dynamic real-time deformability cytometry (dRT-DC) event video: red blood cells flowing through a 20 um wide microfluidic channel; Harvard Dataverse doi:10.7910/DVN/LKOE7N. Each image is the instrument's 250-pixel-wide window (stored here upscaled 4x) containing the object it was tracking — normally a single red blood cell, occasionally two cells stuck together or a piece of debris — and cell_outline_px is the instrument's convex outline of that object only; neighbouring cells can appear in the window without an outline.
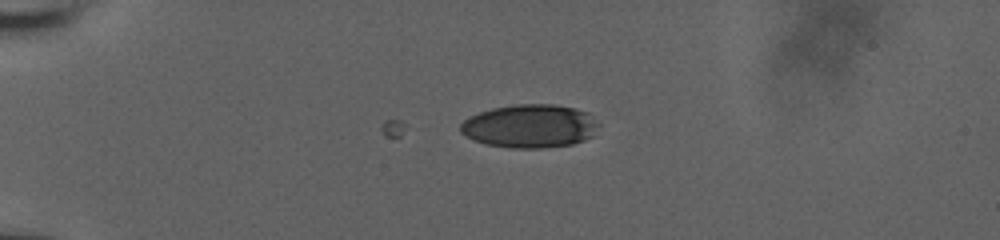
{"species": "human", "species_latin": "Homo sapiens", "temperature_condition": "room temperature", "stored_images_in_passage": 7, "camera_frame_rate_fps": 3000, "um_per_image_px": 0.085, "donor": {"sex": "male"}, "frame": {"image": 1, "passage_image": 1, "time_ms": 0.0, "image_size_px": [1000, 240], "cell_outline_px": [[600, 124], [592, 136], [584, 140], [572, 144], [540, 148], [512, 148], [484, 144], [460, 132], [460, 124], [464, 120], [480, 112], [492, 108], [516, 104], [552, 104], [576, 108], [588, 112]], "centroid_in_image_um": [45.07, 10.71], "position_along_channel_um": 39.9, "area_um2": 34.91}}